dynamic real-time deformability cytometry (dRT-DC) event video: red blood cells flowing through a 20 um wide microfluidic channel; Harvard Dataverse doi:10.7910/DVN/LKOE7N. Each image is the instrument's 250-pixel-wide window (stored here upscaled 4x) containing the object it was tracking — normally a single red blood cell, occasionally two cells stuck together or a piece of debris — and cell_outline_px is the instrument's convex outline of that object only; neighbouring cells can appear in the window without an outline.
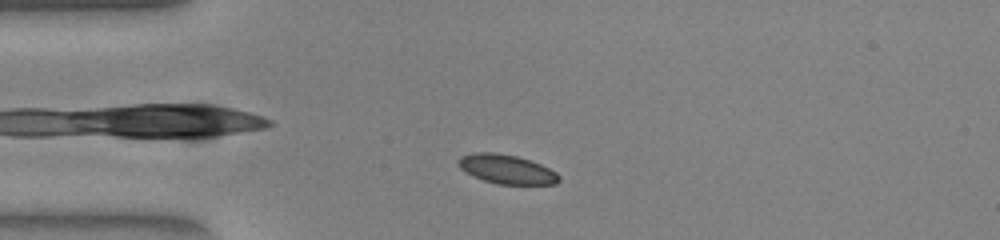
{"species": "common noctule bat (a hibernating species)", "species_latin": "Nyctalus noctula", "temperature_condition": "warm", "stored_images_in_passage": 45, "camera_frame_rate_fps": 3000, "um_per_image_px": 0.085, "animal": {"sex": "female", "body_mass_g": 23.0, "forearm_length_mm": 53.4}, "frame": {"image": 1, "passage_image": 5, "time_ms": 1.333, "image_size_px": [1000, 240], "cell_outline_px": [[560, 180], [556, 184], [496, 184], [472, 176], [464, 172], [456, 164], [456, 160], [460, 156], [472, 152], [496, 152], [516, 156], [540, 164], [556, 172], [560, 176]], "centroid_in_image_um": [43.0, 14.37], "position_along_channel_um": 42.0, "area_um2": 17.28}}
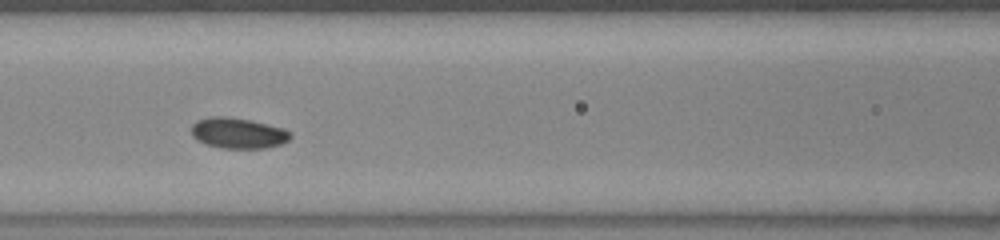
{"frame": {"image": 2, "passage_image": 15, "time_ms": 4.667, "image_size_px": [1000, 240], "cell_outline_px": [[292, 136], [288, 140], [280, 144], [264, 148], [220, 148], [204, 144], [196, 140], [192, 136], [192, 124], [196, 120], [212, 116], [224, 116], [248, 120], [284, 128], [292, 132]], "centroid_in_image_um": [20.21, 11.32], "position_along_channel_um": 146.4, "area_um2": 17.74}}
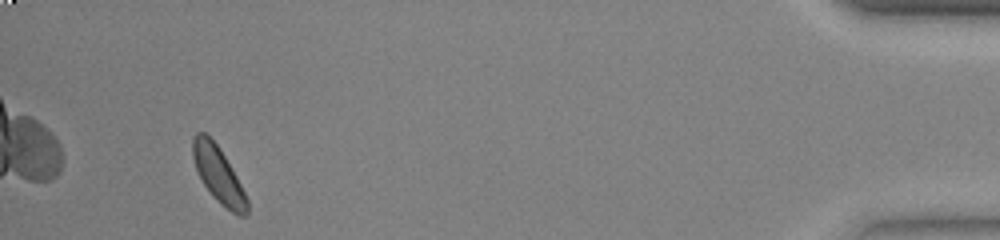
{"frame": {"image": 3, "passage_image": 42, "time_ms": 13.667, "image_size_px": [1000, 240], "cell_outline_px": [[248, 212], [244, 216], [240, 216], [232, 212], [220, 204], [212, 196], [204, 184], [196, 168], [192, 156], [192, 140], [196, 132], [204, 132], [220, 148], [236, 176], [248, 200]], "centroid_in_image_um": [18.56, 14.85], "position_along_channel_um": 416.6, "area_um2": 17.46}, "authors_computed_cell_mechanics": {"area_um2": 17.4556, "velocity_mm_per_s": 3.8371, "shape_relaxation_time_tau1_ms": 1.8765, "shape_relaxation_time_tau2_ms": 2.8652, "deformation_change_tau1": 0.0467, "deformation_change_tau2": 0.059}}